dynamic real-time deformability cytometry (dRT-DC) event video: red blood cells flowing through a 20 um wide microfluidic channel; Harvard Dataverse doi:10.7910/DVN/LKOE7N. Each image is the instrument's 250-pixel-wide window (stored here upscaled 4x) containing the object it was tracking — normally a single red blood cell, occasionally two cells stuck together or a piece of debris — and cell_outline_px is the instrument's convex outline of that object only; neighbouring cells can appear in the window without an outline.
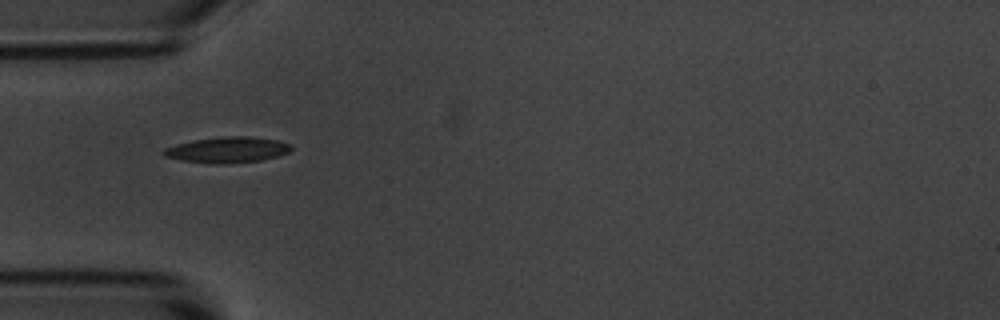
{"species": "common noctule bat (a hibernating species)", "species_latin": "Nyctalus noctula", "temperature_condition": "room temperature", "stored_images_in_passage": 3, "camera_frame_rate_fps": 3000, "um_per_image_px": 0.085, "animal": {"sex": "male", "body_mass_g": 20.1, "forearm_length_mm": 53.5}, "frame": {"image": 1, "passage_image": 1, "time_ms": 0.0, "image_size_px": [1000, 320], "cell_outline_px": [[292, 148], [288, 152], [264, 160], [228, 164], [212, 164], [180, 160], [164, 156], [164, 148], [176, 144], [192, 140], [228, 136], [252, 136], [276, 140], [292, 144]], "centroid_in_image_um": [19.34, 12.74], "position_along_channel_um": 65.7, "area_um2": 19.31}}
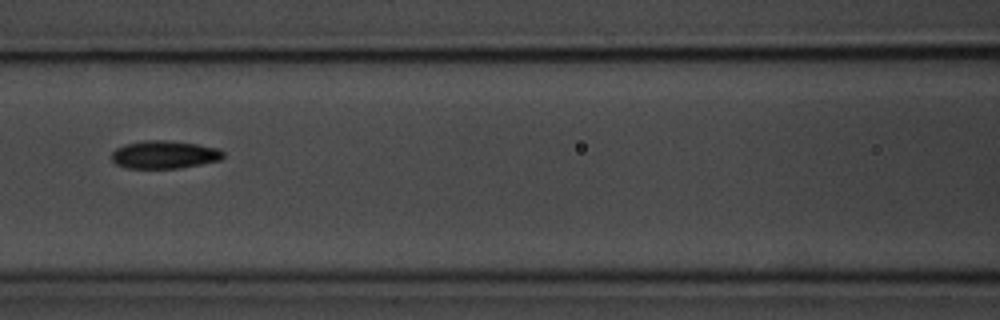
{"frame": {"image": 2, "passage_image": 3, "time_ms": 2.333, "image_size_px": [1000, 320], "cell_outline_px": [[224, 156], [220, 160], [180, 168], [128, 168], [116, 164], [112, 160], [112, 152], [116, 148], [124, 144], [144, 140], [168, 140], [196, 144], [220, 148], [224, 152]], "centroid_in_image_um": [13.97, 13.13], "position_along_channel_um": 152.6, "area_um2": 18.21}}